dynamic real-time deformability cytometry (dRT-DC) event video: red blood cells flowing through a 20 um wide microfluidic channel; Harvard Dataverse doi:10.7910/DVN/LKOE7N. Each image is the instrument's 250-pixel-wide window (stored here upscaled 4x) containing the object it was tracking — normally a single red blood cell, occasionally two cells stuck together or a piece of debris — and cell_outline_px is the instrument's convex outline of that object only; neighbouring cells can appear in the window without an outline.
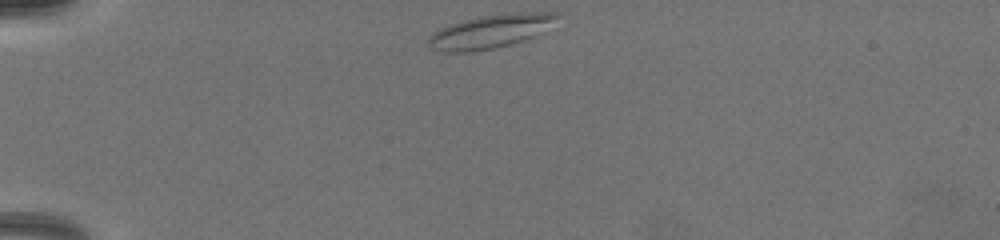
{"species": "common noctule bat (a hibernating species)", "species_latin": "Nyctalus noctula", "temperature_condition": "warm", "stored_images_in_passage": 62, "camera_frame_rate_fps": 3000, "um_per_image_px": 0.085, "animal": {"sex": "female", "body_mass_g": 19.5, "forearm_length_mm": 54.1}, "frame": {"image": 1, "passage_image": 1, "time_ms": 0.0, "image_size_px": [1000, 240], "cell_outline_px": [[564, 16], [540, 32], [524, 40], [492, 48], [472, 52], [440, 52], [432, 48], [428, 44], [428, 40], [432, 32], [440, 28], [464, 20], [480, 16], [516, 12], [556, 12]], "centroid_in_image_um": [41.7, 2.65], "position_along_channel_um": 43.3, "area_um2": 25.03}}
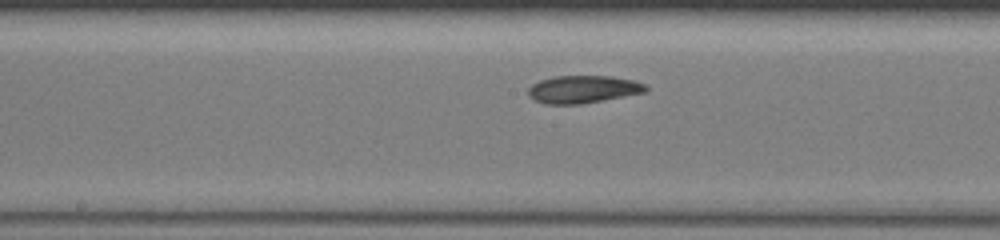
{"frame": {"image": 2, "passage_image": 27, "time_ms": 5.0, "image_size_px": [1000, 240], "cell_outline_px": [[648, 92], [604, 100], [580, 104], [544, 104], [532, 100], [528, 96], [528, 88], [532, 84], [540, 80], [552, 76], [612, 76], [636, 80], [644, 84], [648, 88]], "centroid_in_image_um": [49.56, 7.59], "position_along_channel_um": 198.6, "area_um2": 19.25}}
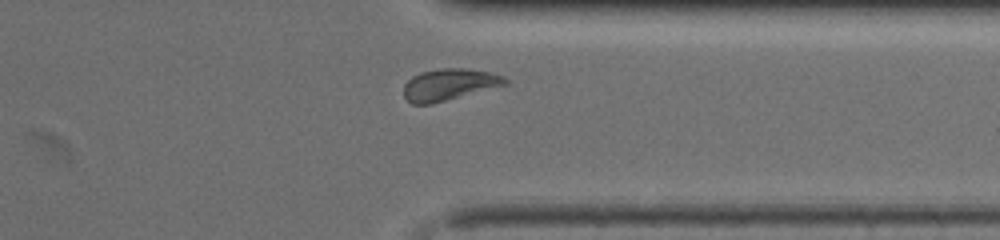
{"frame": {"image": 3, "passage_image": 53, "time_ms": 9.333, "image_size_px": [1000, 240], "cell_outline_px": [[508, 84], [432, 104], [412, 104], [404, 96], [404, 84], [412, 76], [420, 72], [440, 68], [468, 68], [492, 72], [504, 76], [508, 80]], "centroid_in_image_um": [38.19, 7.17], "position_along_channel_um": 373.2, "area_um2": 18.84}, "authors_computed_cell_mechanics": {"area_um2": 19.1318, "velocity_mm_per_s": 4.028, "shape_relaxation_time_tau1_ms": 3.5923, "shape_relaxation_time_tau2_ms": 1.9412, "deformation_change_tau1": 0.1219, "deformation_change_tau2": 0.0562}}